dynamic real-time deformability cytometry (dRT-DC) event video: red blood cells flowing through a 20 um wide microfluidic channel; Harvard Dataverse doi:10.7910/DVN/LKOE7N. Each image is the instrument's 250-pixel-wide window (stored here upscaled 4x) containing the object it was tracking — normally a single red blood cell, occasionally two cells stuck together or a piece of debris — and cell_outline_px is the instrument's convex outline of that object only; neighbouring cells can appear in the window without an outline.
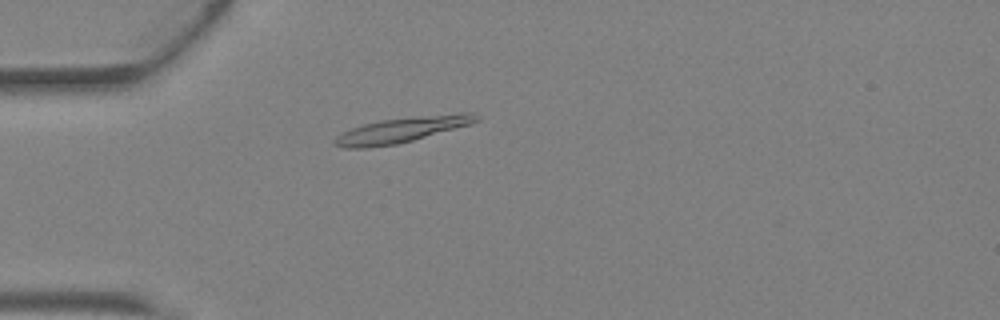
{"species": "Egyptian fruit bat (a non-hibernating species)", "species_latin": "Rousettus aegyptiacus", "temperature_condition": "warm", "stored_images_in_passage": 41, "camera_frame_rate_fps": 3000, "um_per_image_px": 0.085, "animal": {"sex": "female"}, "frame": {"image": 1, "passage_image": 12, "time_ms": 3.667, "image_size_px": [1000, 320], "cell_outline_px": [[480, 120], [472, 124], [412, 140], [396, 144], [364, 148], [344, 148], [332, 144], [332, 140], [336, 136], [352, 128], [364, 124], [380, 120], [460, 112], [476, 112], [480, 116]], "centroid_in_image_um": [34.2, 11.02], "position_along_channel_um": 50.8, "area_um2": 20.92}}
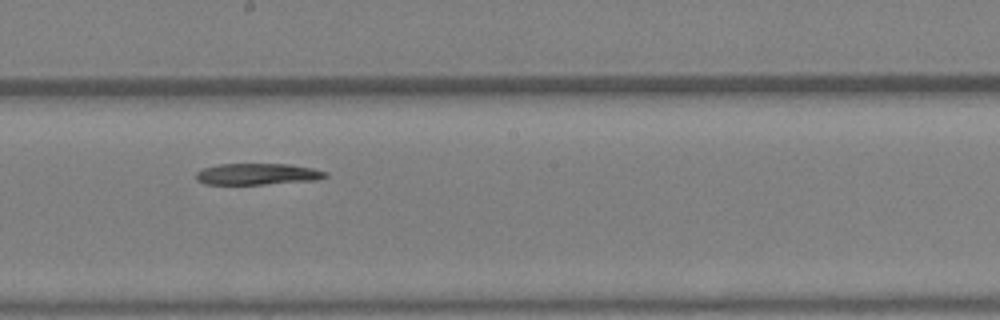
{"frame": {"image": 2, "passage_image": 24, "time_ms": 7.667, "image_size_px": [1000, 320], "cell_outline_px": [[328, 176], [316, 180], [264, 184], [204, 184], [196, 180], [196, 172], [204, 168], [220, 164], [288, 164], [312, 168], [328, 172]], "centroid_in_image_um": [21.88, 14.8], "position_along_channel_um": 226.3, "area_um2": 16.07}}
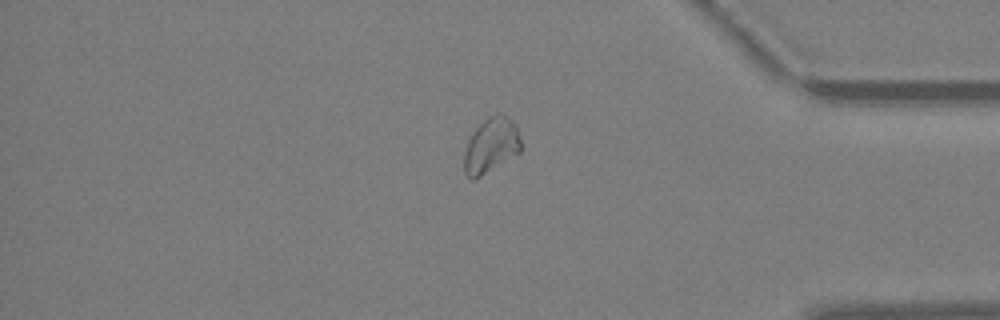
{"frame": {"image": 3, "passage_image": 36, "time_ms": 11.667, "image_size_px": [1000, 320], "cell_outline_px": [[520, 152], [480, 176], [472, 180], [464, 172], [464, 152], [468, 140], [472, 132], [488, 116], [496, 112], [500, 112], [512, 120], [516, 124], [520, 140]], "centroid_in_image_um": [41.73, 12.32], "position_along_channel_um": 393.5, "area_um2": 18.15}, "authors_computed_cell_mechanics": {"area_um2": 18.0914, "velocity_mm_per_s": 4.7567, "shape_relaxation_time_tau1_ms": 7.5705, "shape_relaxation_time_tau2_ms": null, "deformation_change_tau1": 0.2279, "deformation_change_tau2": null}}